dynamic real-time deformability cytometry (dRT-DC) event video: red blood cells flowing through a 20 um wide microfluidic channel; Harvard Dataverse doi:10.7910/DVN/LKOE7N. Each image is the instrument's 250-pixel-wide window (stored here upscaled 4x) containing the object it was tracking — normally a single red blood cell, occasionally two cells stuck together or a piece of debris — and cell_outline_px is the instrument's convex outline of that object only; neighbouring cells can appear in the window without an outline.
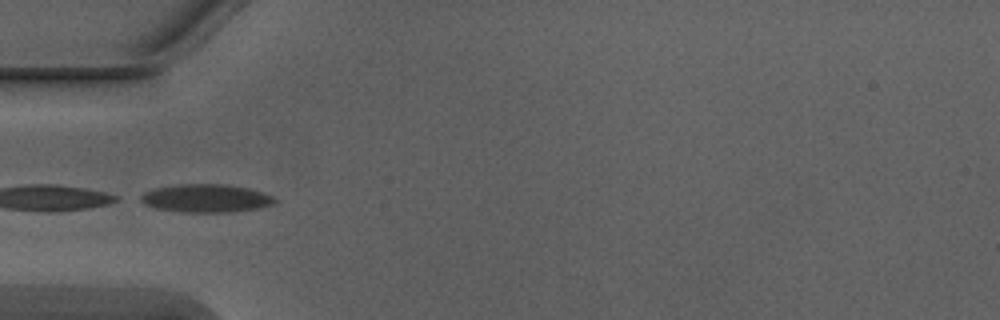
{"species": "Egyptian fruit bat (a non-hibernating species)", "species_latin": "Rousettus aegyptiacus", "temperature_condition": "warm", "stored_images_in_passage": 3, "camera_frame_rate_fps": 3000, "um_per_image_px": 0.085, "animal": {"sex": "male"}, "frame": {"image": 1, "passage_image": 3, "time_ms": 0.667, "image_size_px": [1000, 320], "cell_outline_px": [[280, 200], [276, 204], [256, 208], [232, 212], [184, 212], [156, 208], [144, 204], [136, 200], [136, 196], [152, 188], [176, 184], [228, 184], [248, 188], [264, 192]], "centroid_in_image_um": [17.47, 16.84], "position_along_channel_um": 67.5, "area_um2": 22.48}}